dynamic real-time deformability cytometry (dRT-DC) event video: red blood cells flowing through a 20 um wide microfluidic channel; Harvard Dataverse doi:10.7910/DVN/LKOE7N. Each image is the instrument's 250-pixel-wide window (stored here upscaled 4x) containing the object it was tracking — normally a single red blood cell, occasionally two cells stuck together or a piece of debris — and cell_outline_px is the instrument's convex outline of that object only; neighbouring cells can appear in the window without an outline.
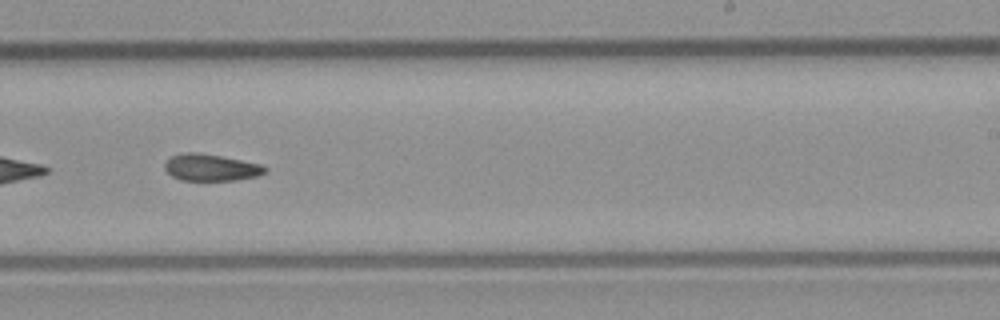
{"species": "common noctule bat (a hibernating species)", "species_latin": "Nyctalus noctula", "temperature_condition": "room temperature", "stored_images_in_passage": 34, "camera_frame_rate_fps": 3000, "um_per_image_px": 0.085, "animal": {"sex": "male", "body_mass_g": 23.1, "forearm_length_mm": 52.7}, "frame": {"image": 1, "passage_image": 20, "time_ms": 6.333, "image_size_px": [1000, 320], "cell_outline_px": [[268, 168], [264, 172], [256, 176], [236, 180], [180, 180], [172, 176], [164, 168], [164, 164], [172, 156], [180, 152], [196, 152], [220, 156], [260, 164]], "centroid_in_image_um": [17.89, 14.23], "position_along_channel_um": 271.1, "area_um2": 15.49}}